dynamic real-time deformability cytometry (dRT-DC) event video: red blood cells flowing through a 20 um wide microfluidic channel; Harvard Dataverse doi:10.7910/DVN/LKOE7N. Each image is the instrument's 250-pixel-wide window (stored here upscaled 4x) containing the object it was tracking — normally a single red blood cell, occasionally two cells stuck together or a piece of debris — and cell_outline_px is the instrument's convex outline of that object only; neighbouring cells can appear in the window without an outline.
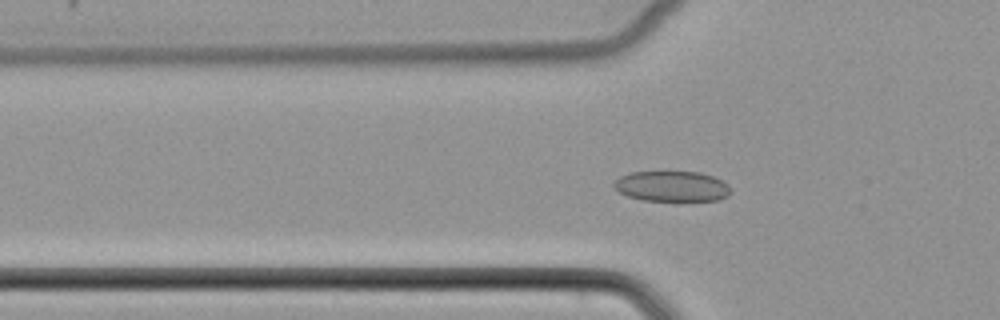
{"species": "common noctule bat (a hibernating species)", "species_latin": "Nyctalus noctula", "temperature_condition": "cold", "stored_images_in_passage": 53, "camera_frame_rate_fps": 3000, "um_per_image_px": 0.085, "animal": {"sex": "female", "body_mass_g": 22.7, "forearm_length_mm": 54.2}, "frame": {"image": 1, "passage_image": 19, "time_ms": 6.0, "image_size_px": [1000, 320], "cell_outline_px": [[732, 192], [728, 196], [720, 200], [680, 204], [644, 200], [628, 196], [612, 188], [612, 184], [620, 176], [632, 172], [700, 172], [712, 176], [728, 184]], "centroid_in_image_um": [57.15, 15.9], "position_along_channel_um": 68.6, "area_um2": 21.73}}
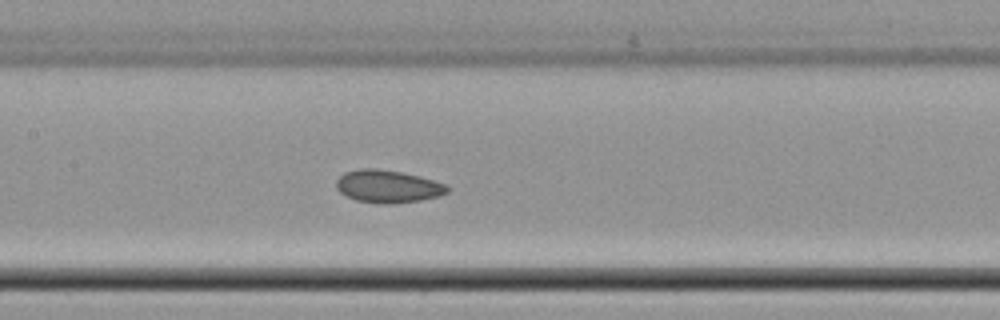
{"frame": {"image": 2, "passage_image": 27, "time_ms": 8.667, "image_size_px": [1000, 320], "cell_outline_px": [[452, 188], [448, 192], [440, 196], [420, 200], [392, 204], [384, 204], [356, 200], [340, 192], [336, 188], [336, 180], [344, 172], [360, 168], [376, 168], [404, 172], [420, 176], [448, 184]], "centroid_in_image_um": [33.01, 15.83], "position_along_channel_um": 174.4, "area_um2": 21.44}}
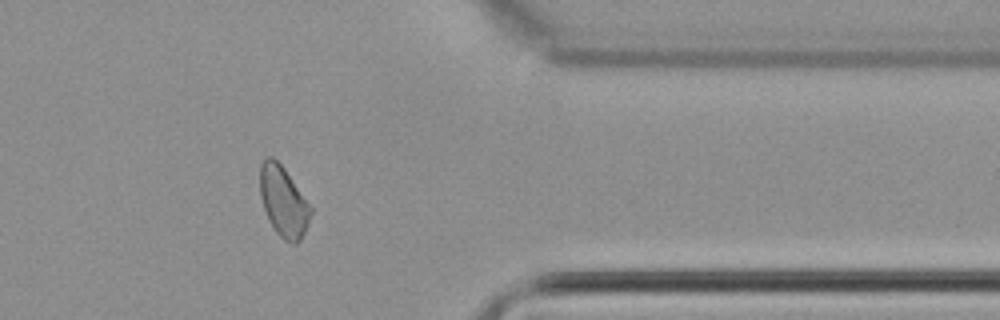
{"frame": {"image": 3, "passage_image": 44, "time_ms": 14.333, "image_size_px": [1000, 320], "cell_outline_px": [[312, 212], [308, 224], [300, 240], [296, 244], [292, 244], [284, 240], [276, 232], [268, 220], [260, 196], [260, 164], [264, 156], [272, 156], [284, 168], [312, 208]], "centroid_in_image_um": [24.07, 17.12], "position_along_channel_um": 387.3, "area_um2": 20.75}}